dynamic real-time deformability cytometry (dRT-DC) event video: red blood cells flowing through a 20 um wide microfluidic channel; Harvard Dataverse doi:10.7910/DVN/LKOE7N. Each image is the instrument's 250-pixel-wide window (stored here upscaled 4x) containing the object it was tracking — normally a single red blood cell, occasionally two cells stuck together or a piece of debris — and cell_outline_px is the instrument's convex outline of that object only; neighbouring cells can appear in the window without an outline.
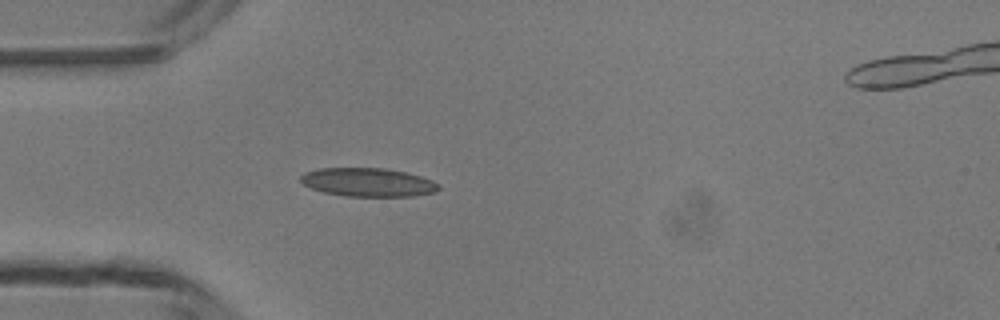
{"species": "common noctule bat (a hibernating species)", "species_latin": "Nyctalus noctula", "temperature_condition": "room temperature", "stored_images_in_passage": 47, "camera_frame_rate_fps": 3000, "um_per_image_px": 0.085, "animal": {"sex": "male", "body_mass_g": 13.3}, "frame": {"image": 1, "passage_image": 13, "time_ms": 4.0, "image_size_px": [1000, 320], "cell_outline_px": [[440, 188], [436, 192], [412, 196], [344, 196], [324, 192], [312, 188], [304, 184], [300, 180], [300, 176], [304, 172], [320, 168], [384, 168], [404, 172], [420, 176], [432, 180], [440, 184]], "centroid_in_image_um": [31.29, 15.49], "position_along_channel_um": 53.7, "area_um2": 22.95}}
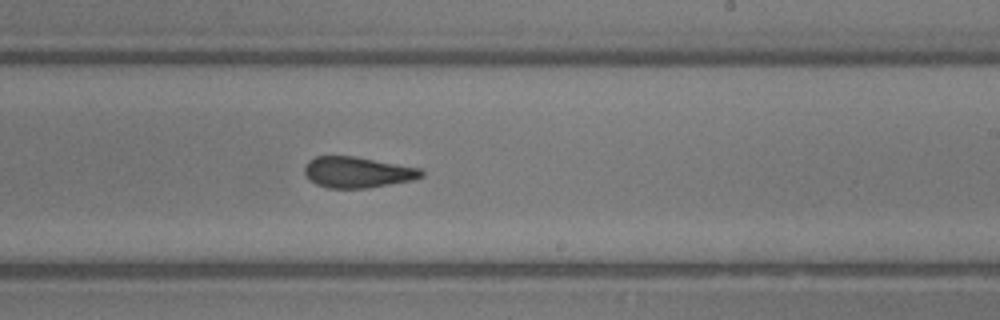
{"frame": {"image": 2, "passage_image": 28, "time_ms": 9.0, "image_size_px": [1000, 320], "cell_outline_px": [[424, 176], [412, 180], [368, 188], [328, 188], [316, 184], [308, 180], [304, 172], [304, 164], [308, 160], [316, 156], [352, 156], [420, 168], [424, 172]], "centroid_in_image_um": [30.34, 14.64], "position_along_channel_um": 258.7, "area_um2": 21.1}}
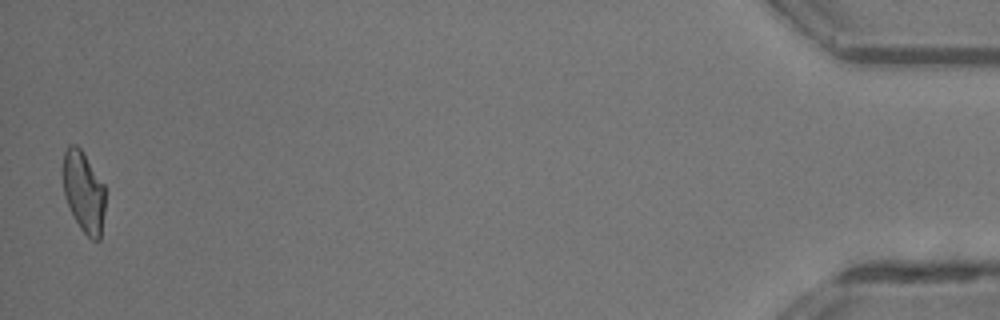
{"frame": {"image": 3, "passage_image": 47, "time_ms": 15.333, "image_size_px": [1000, 320], "cell_outline_px": [[104, 212], [100, 240], [92, 240], [80, 228], [64, 196], [64, 152], [68, 144], [76, 144], [80, 148], [104, 184]], "centroid_in_image_um": [7.12, 16.3], "position_along_channel_um": 428.1, "area_um2": 19.59}, "authors_computed_cell_mechanics": {"area_um2": 21.9062, "velocity_mm_per_s": 4.2288, "shape_relaxation_time_tau1_ms": 8.3706, "shape_relaxation_time_tau2_ms": 2.4275, "deformation_change_tau1": 0.1769, "deformation_change_tau2": 0.1015}}